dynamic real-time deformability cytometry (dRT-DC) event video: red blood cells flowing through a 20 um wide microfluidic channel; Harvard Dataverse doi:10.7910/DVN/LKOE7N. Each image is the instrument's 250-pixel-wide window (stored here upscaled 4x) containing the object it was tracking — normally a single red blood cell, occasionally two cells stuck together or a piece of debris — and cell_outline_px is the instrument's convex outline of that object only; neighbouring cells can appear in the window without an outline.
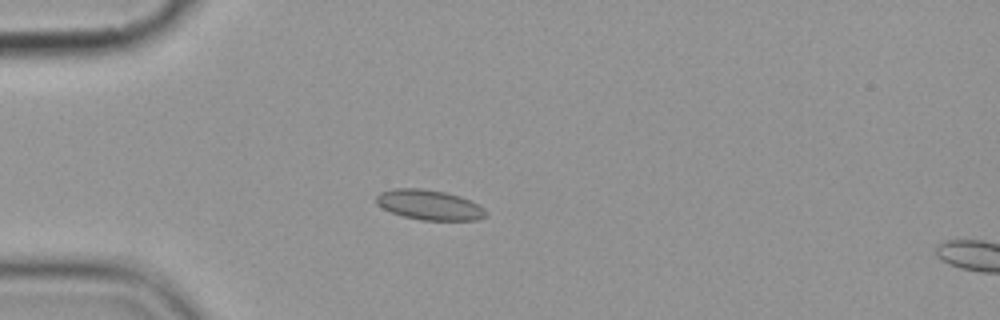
{"species": "common noctule bat (a hibernating species)", "species_latin": "Nyctalus noctula", "temperature_condition": "cold", "stored_images_in_passage": 5, "camera_frame_rate_fps": 3000, "um_per_image_px": 0.085, "animal": {"sex": "female", "body_mass_g": 19.9}, "frame": {"image": 1, "passage_image": 4, "time_ms": 3.667, "image_size_px": [1000, 320], "cell_outline_px": [[484, 216], [476, 220], [420, 220], [404, 216], [392, 212], [376, 204], [376, 196], [380, 192], [392, 188], [420, 188], [444, 192], [460, 196], [472, 200], [480, 204], [484, 208]], "centroid_in_image_um": [36.48, 17.4], "position_along_channel_um": 48.5, "area_um2": 19.13}}